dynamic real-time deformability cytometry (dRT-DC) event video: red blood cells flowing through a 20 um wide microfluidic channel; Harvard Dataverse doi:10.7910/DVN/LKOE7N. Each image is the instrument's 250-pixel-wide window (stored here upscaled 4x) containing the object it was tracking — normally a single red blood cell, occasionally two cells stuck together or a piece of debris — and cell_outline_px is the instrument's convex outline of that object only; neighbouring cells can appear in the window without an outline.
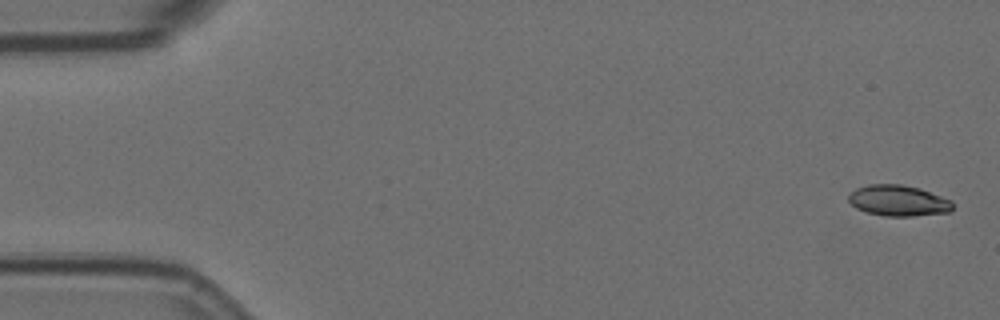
{"species": "Egyptian fruit bat (a non-hibernating species)", "species_latin": "Rousettus aegyptiacus", "temperature_condition": "room temperature", "stored_images_in_passage": 9, "camera_frame_rate_fps": 3000, "um_per_image_px": 0.085, "animal": {"sex": "female"}, "frame": {"image": 1, "passage_image": 1, "time_ms": 0.0, "image_size_px": [1000, 320], "cell_outline_px": [[952, 208], [948, 212], [912, 216], [884, 216], [868, 212], [856, 208], [848, 200], [848, 196], [856, 188], [868, 184], [900, 184], [920, 188], [952, 200]], "centroid_in_image_um": [76.35, 17.04], "position_along_channel_um": 8.6, "area_um2": 18.67}}
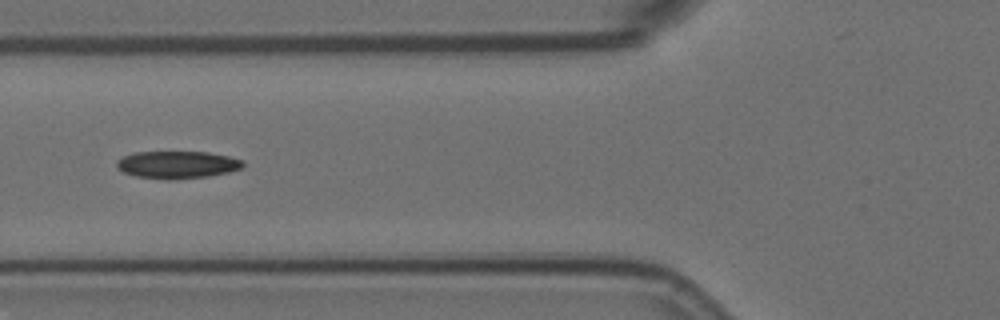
{"frame": {"image": 2, "passage_image": 7, "time_ms": 2.0, "image_size_px": [1000, 320], "cell_outline_px": [[244, 168], [228, 172], [208, 176], [172, 180], [168, 180], [136, 176], [124, 172], [116, 164], [116, 160], [132, 152], [208, 152], [228, 156], [244, 160]], "centroid_in_image_um": [15.1, 14.0], "position_along_channel_um": 110.7, "area_um2": 20.23}}
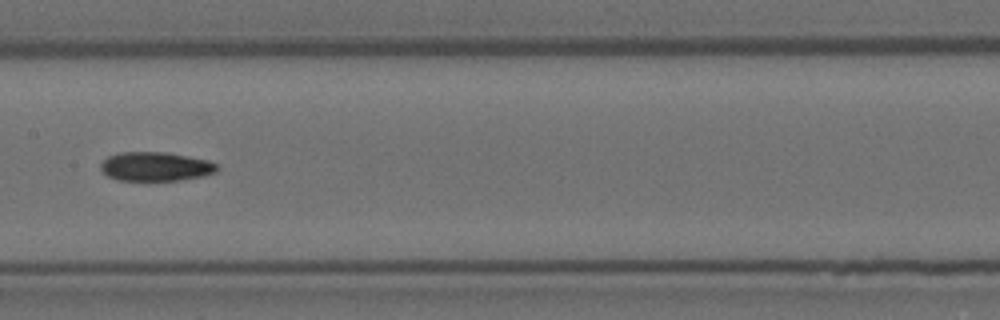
{"frame": {"image": 3, "passage_image": 9, "time_ms": 2.667, "image_size_px": [1000, 320], "cell_outline_px": [[220, 168], [216, 172], [204, 176], [180, 180], [116, 180], [108, 176], [100, 168], [100, 164], [108, 156], [120, 152], [164, 152], [208, 160], [216, 164]], "centroid_in_image_um": [13.23, 14.16], "position_along_channel_um": 194.2, "area_um2": 19.65}}